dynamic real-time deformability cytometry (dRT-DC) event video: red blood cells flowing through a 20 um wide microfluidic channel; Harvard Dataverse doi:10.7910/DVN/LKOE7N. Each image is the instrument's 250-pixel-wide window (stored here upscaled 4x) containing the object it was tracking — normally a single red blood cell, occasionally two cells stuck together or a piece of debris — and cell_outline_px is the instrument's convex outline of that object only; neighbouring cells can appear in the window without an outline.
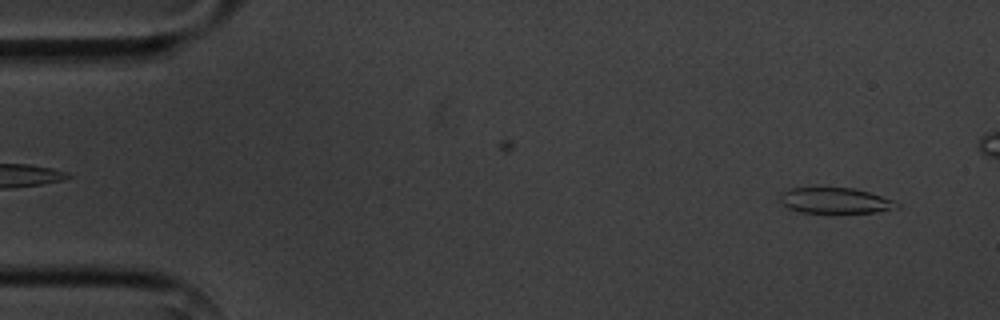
{"species": "common noctule bat (a hibernating species)", "species_latin": "Nyctalus noctula", "temperature_condition": "cold", "stored_images_in_passage": 4, "camera_frame_rate_fps": 3000, "um_per_image_px": 0.085, "animal": {"sex": "male", "body_mass_g": 20.1, "forearm_length_mm": 53.5}, "frame": {"image": 1, "passage_image": 1, "time_ms": 0.0, "image_size_px": [1000, 320], "cell_outline_px": [[900, 208], [876, 212], [800, 212], [788, 208], [780, 200], [780, 192], [788, 188], [852, 188], [868, 192], [892, 200], [900, 204]], "centroid_in_image_um": [70.98, 17.05], "position_along_channel_um": 14.0, "area_um2": 17.28}}